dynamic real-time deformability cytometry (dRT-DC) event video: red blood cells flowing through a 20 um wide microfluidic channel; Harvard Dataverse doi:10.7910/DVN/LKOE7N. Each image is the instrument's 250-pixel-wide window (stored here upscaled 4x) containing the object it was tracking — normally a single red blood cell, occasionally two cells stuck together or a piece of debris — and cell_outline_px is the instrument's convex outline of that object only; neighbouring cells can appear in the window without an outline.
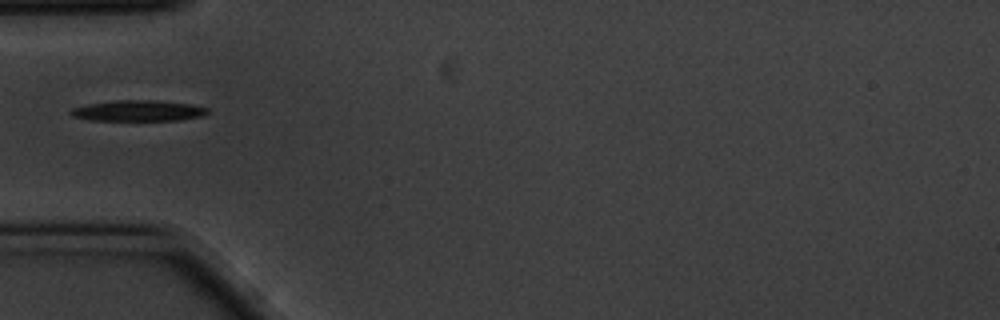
{"species": "common noctule bat (a hibernating species)", "species_latin": "Nyctalus noctula", "temperature_condition": "cold", "stored_images_in_passage": 40, "camera_frame_rate_fps": 3000, "um_per_image_px": 0.085, "animal": {"sex": "male", "body_mass_g": 20.1, "forearm_length_mm": 53.5}, "frame": {"image": 1, "passage_image": 1, "time_ms": 0.0, "image_size_px": [1000, 320], "cell_outline_px": [[208, 112], [204, 116], [180, 120], [88, 120], [72, 116], [68, 112], [72, 108], [88, 104], [112, 100], [160, 100], [192, 104], [208, 108]], "centroid_in_image_um": [11.76, 9.4], "position_along_channel_um": 73.2, "area_um2": 16.82}}
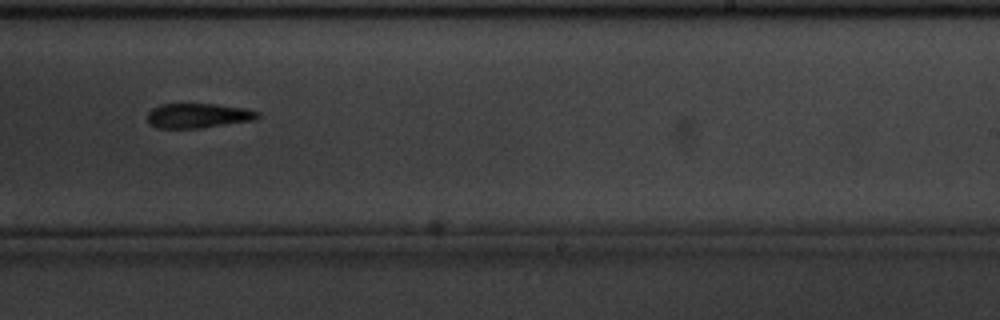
{"frame": {"image": 2, "passage_image": 18, "time_ms": 5.667, "image_size_px": [1000, 320], "cell_outline_px": [[260, 116], [252, 120], [200, 128], [156, 128], [148, 124], [148, 112], [152, 108], [160, 104], [216, 104], [244, 108], [256, 112]], "centroid_in_image_um": [16.76, 9.83], "position_along_channel_um": 272.2, "area_um2": 15.72}}
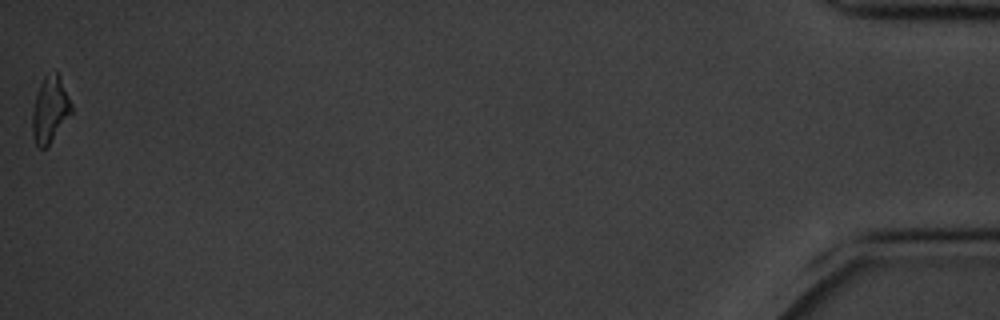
{"frame": {"image": 3, "passage_image": 40, "time_ms": 13.0, "image_size_px": [1000, 320], "cell_outline_px": [[72, 112], [48, 148], [40, 148], [36, 144], [32, 136], [32, 112], [36, 96], [40, 84], [44, 76], [56, 68], [60, 76], [72, 104]], "centroid_in_image_um": [4.26, 9.32], "position_along_channel_um": 430.9, "area_um2": 15.32}}